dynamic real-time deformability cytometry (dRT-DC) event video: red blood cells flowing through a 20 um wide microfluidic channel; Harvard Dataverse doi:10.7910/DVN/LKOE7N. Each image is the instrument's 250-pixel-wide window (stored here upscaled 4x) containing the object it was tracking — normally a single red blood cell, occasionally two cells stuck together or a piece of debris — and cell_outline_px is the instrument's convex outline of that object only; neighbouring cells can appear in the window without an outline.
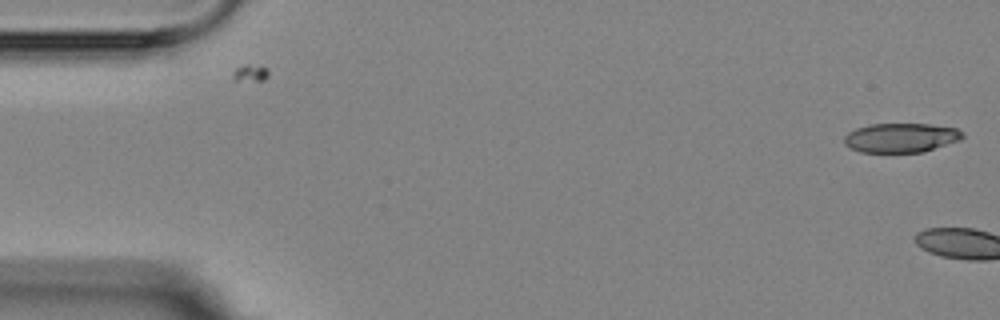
{"species": "Egyptian fruit bat (a non-hibernating species)", "species_latin": "Rousettus aegyptiacus", "temperature_condition": "room temperature", "stored_images_in_passage": 6, "camera_frame_rate_fps": 3000, "um_per_image_px": 0.085, "animal": {"sex": "female"}, "frame": {"image": 1, "passage_image": 1, "time_ms": 0.0, "image_size_px": [1000, 320], "cell_outline_px": [[964, 136], [960, 140], [924, 152], [860, 152], [844, 144], [844, 136], [848, 132], [856, 128], [872, 124], [928, 124], [956, 128], [964, 132]], "centroid_in_image_um": [76.59, 11.71], "position_along_channel_um": 8.4, "area_um2": 20.23}}
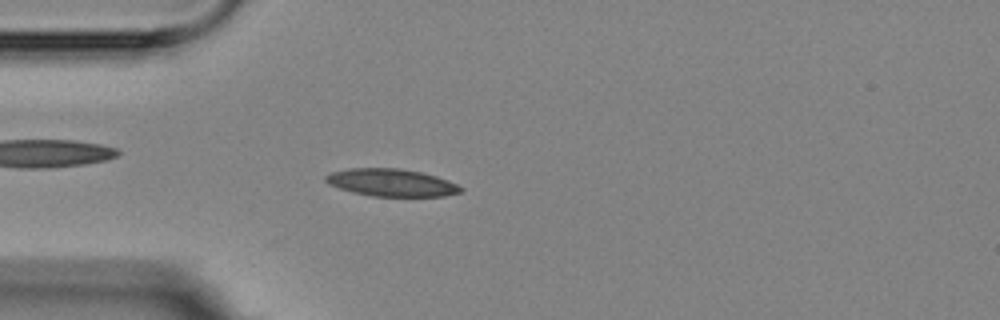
{"frame": {"image": 2, "passage_image": 6, "time_ms": 5.667, "image_size_px": [1000, 320], "cell_outline_px": [[464, 188], [460, 192], [444, 196], [372, 196], [352, 192], [328, 184], [324, 180], [324, 176], [332, 172], [348, 168], [400, 168], [420, 172], [436, 176], [448, 180]], "centroid_in_image_um": [33.25, 15.52], "position_along_channel_um": 51.8, "area_um2": 21.56}}